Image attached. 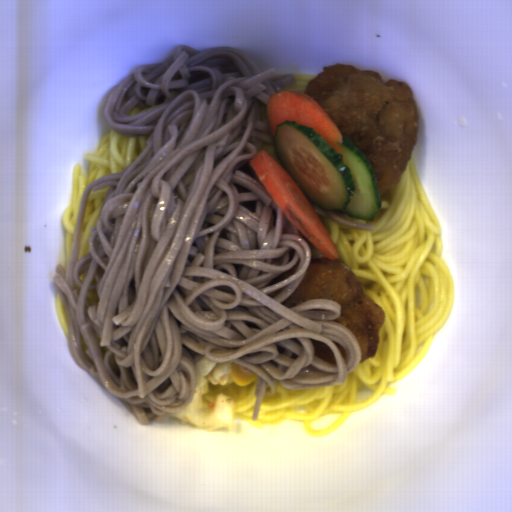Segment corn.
Instances as JSON below:
<instances>
[{"instance_id":"51d56268","label":"corn","mask_w":512,"mask_h":512,"mask_svg":"<svg viewBox=\"0 0 512 512\" xmlns=\"http://www.w3.org/2000/svg\"><path fill=\"white\" fill-rule=\"evenodd\" d=\"M256 376L257 373L245 368L242 365H237L234 362L231 366L229 374L230 379L240 386L248 385L255 380Z\"/></svg>"}]
</instances>
